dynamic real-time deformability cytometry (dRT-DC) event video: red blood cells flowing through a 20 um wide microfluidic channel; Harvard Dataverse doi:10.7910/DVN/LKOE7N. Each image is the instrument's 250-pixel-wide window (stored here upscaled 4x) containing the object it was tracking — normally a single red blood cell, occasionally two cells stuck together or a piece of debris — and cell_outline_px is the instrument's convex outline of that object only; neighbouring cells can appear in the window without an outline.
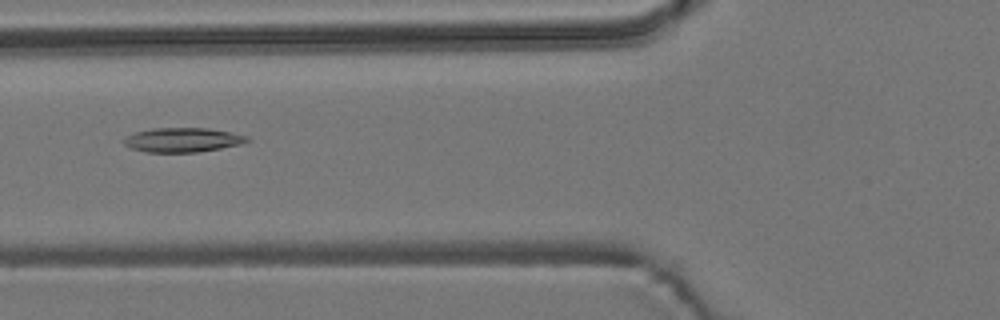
{"species": "common noctule bat (a hibernating species)", "species_latin": "Nyctalus noctula", "temperature_condition": "room temperature", "stored_images_in_passage": 8, "camera_frame_rate_fps": 3000, "um_per_image_px": 0.085, "animal": {"sex": "male", "body_mass_g": 19.2, "forearm_length_mm": 51.8}, "frame": {"image": 1, "passage_image": 6, "time_ms": 6.333, "image_size_px": [1000, 320], "cell_outline_px": [[252, 140], [240, 144], [200, 152], [144, 152], [132, 148], [124, 144], [124, 136], [136, 132], [152, 128], [208, 128], [232, 132], [248, 136]], "centroid_in_image_um": [15.54, 11.89], "position_along_channel_um": 110.3, "area_um2": 17.57}}
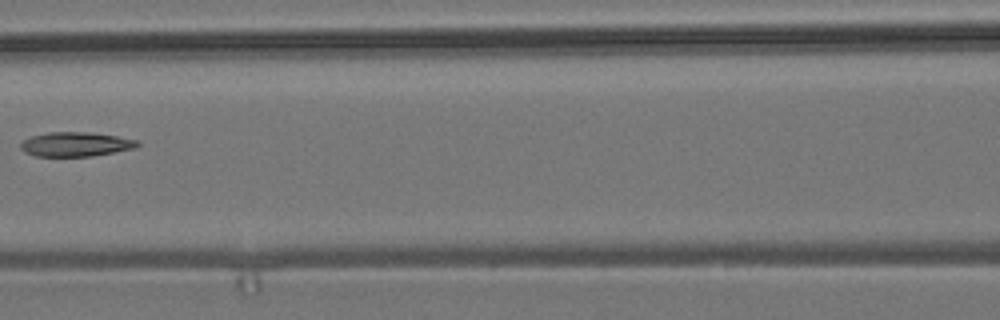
{"frame": {"image": 2, "passage_image": 7, "time_ms": 7.667, "image_size_px": [1000, 320], "cell_outline_px": [[140, 144], [132, 148], [92, 156], [36, 156], [24, 152], [20, 148], [20, 144], [24, 140], [32, 136], [48, 132], [92, 132], [116, 136], [136, 140]], "centroid_in_image_um": [6.38, 12.25], "position_along_channel_um": 160.2, "area_um2": 16.36}}
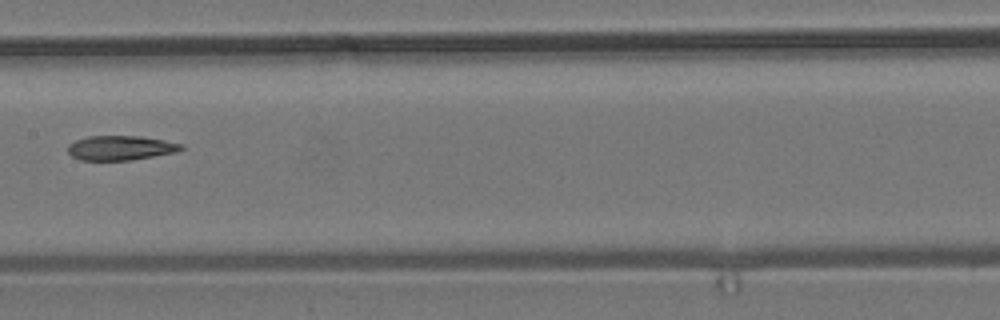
{"frame": {"image": 3, "passage_image": 8, "time_ms": 8.667, "image_size_px": [1000, 320], "cell_outline_px": [[184, 148], [176, 152], [128, 160], [80, 160], [72, 156], [68, 152], [68, 144], [76, 140], [88, 136], [140, 136], [164, 140], [184, 144]], "centroid_in_image_um": [10.24, 12.56], "position_along_channel_um": 197.2, "area_um2": 16.13}}